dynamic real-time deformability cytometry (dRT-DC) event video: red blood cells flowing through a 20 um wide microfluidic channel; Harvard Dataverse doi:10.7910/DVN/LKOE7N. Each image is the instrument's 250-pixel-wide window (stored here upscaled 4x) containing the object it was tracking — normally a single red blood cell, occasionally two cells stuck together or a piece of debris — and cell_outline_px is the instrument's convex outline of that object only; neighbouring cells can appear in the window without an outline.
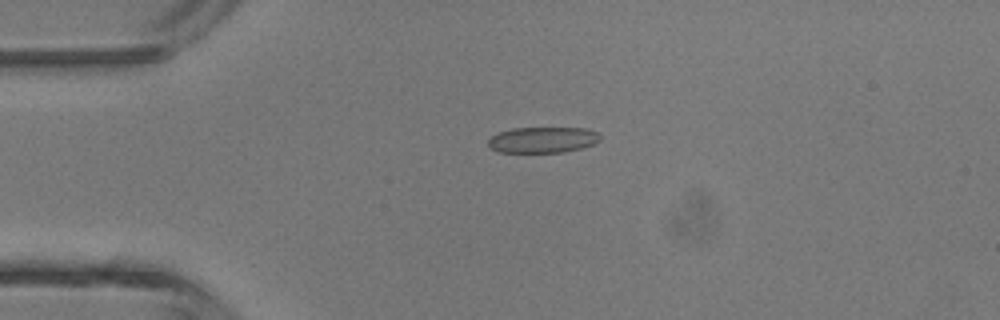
{"species": "common noctule bat (a hibernating species)", "species_latin": "Nyctalus noctula", "temperature_condition": "room temperature", "stored_images_in_passage": 5, "camera_frame_rate_fps": 3000, "um_per_image_px": 0.085, "animal": {"sex": "male", "body_mass_g": 13.3}, "frame": {"image": 1, "passage_image": 3, "time_ms": 2.333, "image_size_px": [1000, 320], "cell_outline_px": [[600, 140], [592, 144], [580, 148], [560, 152], [496, 152], [488, 148], [488, 140], [492, 136], [500, 132], [512, 128], [584, 128], [596, 132], [600, 136]], "centroid_in_image_um": [46.07, 11.89], "position_along_channel_um": 38.9, "area_um2": 16.76}}